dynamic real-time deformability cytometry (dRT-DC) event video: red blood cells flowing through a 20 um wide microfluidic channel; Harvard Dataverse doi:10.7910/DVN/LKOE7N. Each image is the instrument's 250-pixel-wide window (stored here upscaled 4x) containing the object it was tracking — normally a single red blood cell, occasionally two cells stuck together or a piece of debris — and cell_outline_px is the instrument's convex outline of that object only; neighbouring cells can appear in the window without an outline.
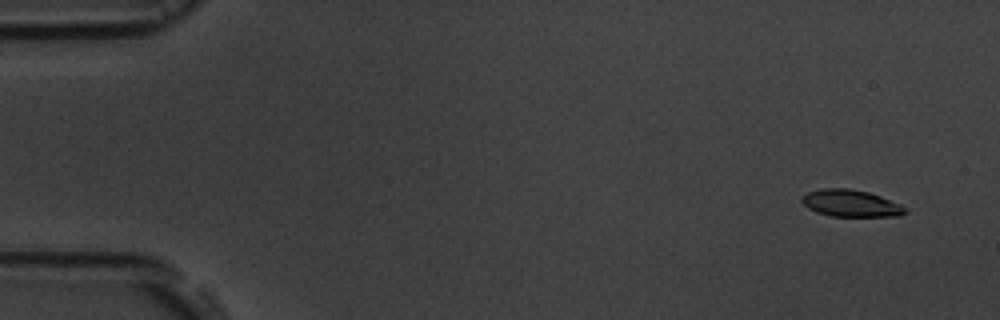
{"species": "common noctule bat (a hibernating species)", "species_latin": "Nyctalus noctula", "temperature_condition": "room temperature", "stored_images_in_passage": 9, "camera_frame_rate_fps": 3000, "um_per_image_px": 0.085, "animal": {"sex": "male", "body_mass_g": 19.5, "forearm_length_mm": 54.6}, "frame": {"image": 1, "passage_image": 2, "time_ms": 1.0, "image_size_px": [1000, 320], "cell_outline_px": [[908, 212], [900, 216], [832, 216], [816, 212], [808, 208], [800, 200], [800, 196], [808, 192], [820, 188], [848, 188], [868, 192], [880, 196], [900, 204], [908, 208]], "centroid_in_image_um": [72.31, 17.28], "position_along_channel_um": 12.7, "area_um2": 16.36}}
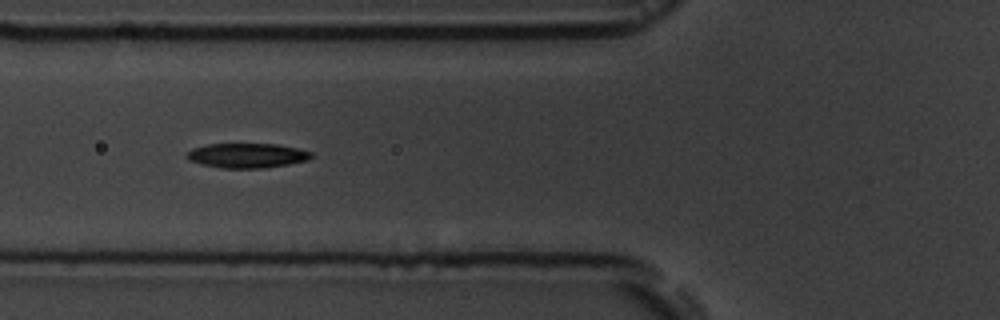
{"frame": {"image": 2, "passage_image": 7, "time_ms": 7.0, "image_size_px": [1000, 320], "cell_outline_px": [[312, 156], [308, 160], [288, 164], [264, 168], [220, 168], [200, 164], [188, 160], [184, 156], [184, 152], [192, 148], [208, 144], [276, 144], [296, 148], [312, 152]], "centroid_in_image_um": [20.92, 13.22], "position_along_channel_um": 104.9, "area_um2": 18.03}}
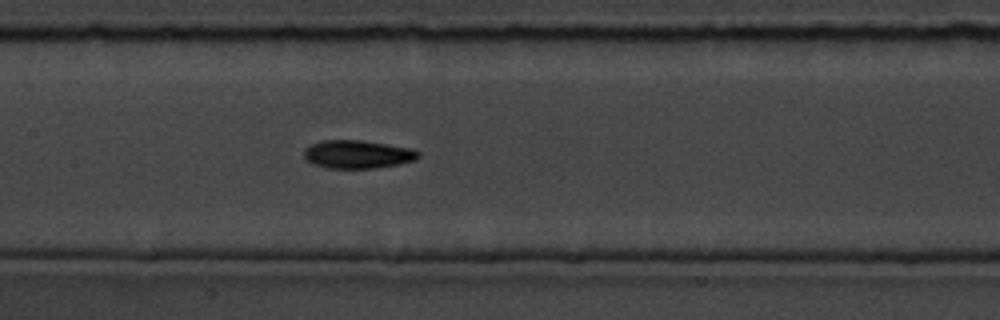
{"frame": {"image": 3, "passage_image": 9, "time_ms": 9.0, "image_size_px": [1000, 320], "cell_outline_px": [[420, 156], [416, 160], [396, 164], [372, 168], [328, 168], [312, 164], [304, 156], [304, 148], [320, 140], [360, 140], [388, 144], [412, 148], [420, 152]], "centroid_in_image_um": [30.39, 13.1], "position_along_channel_um": 177.0, "area_um2": 18.79}}